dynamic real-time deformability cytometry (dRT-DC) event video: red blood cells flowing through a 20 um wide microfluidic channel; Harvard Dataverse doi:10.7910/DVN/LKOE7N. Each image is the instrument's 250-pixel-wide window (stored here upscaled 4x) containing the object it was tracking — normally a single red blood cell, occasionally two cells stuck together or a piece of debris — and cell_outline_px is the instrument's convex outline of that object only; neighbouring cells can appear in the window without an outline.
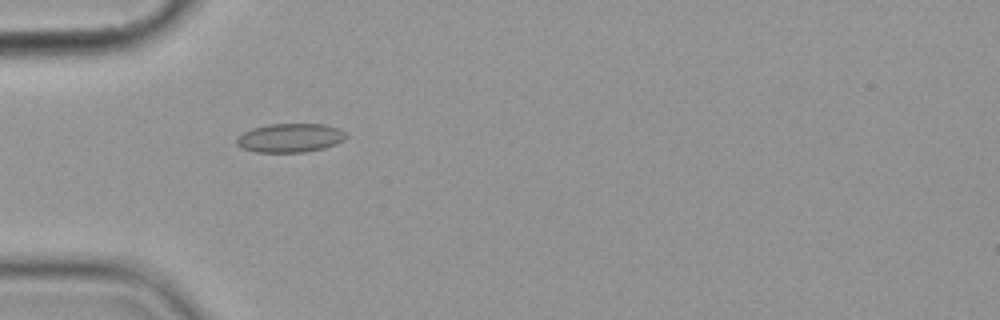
{"species": "common noctule bat (a hibernating species)", "species_latin": "Nyctalus noctula", "temperature_condition": "cold", "stored_images_in_passage": 4, "camera_frame_rate_fps": 3000, "um_per_image_px": 0.085, "animal": {"sex": "female", "body_mass_g": 19.9}, "frame": {"image": 1, "passage_image": 3, "time_ms": 2.333, "image_size_px": [1000, 320], "cell_outline_px": [[348, 136], [344, 140], [336, 144], [324, 148], [304, 152], [256, 152], [240, 148], [236, 144], [236, 136], [252, 128], [268, 124], [324, 124], [340, 128]], "centroid_in_image_um": [24.65, 11.72], "position_along_channel_um": 60.4, "area_um2": 18.61}}
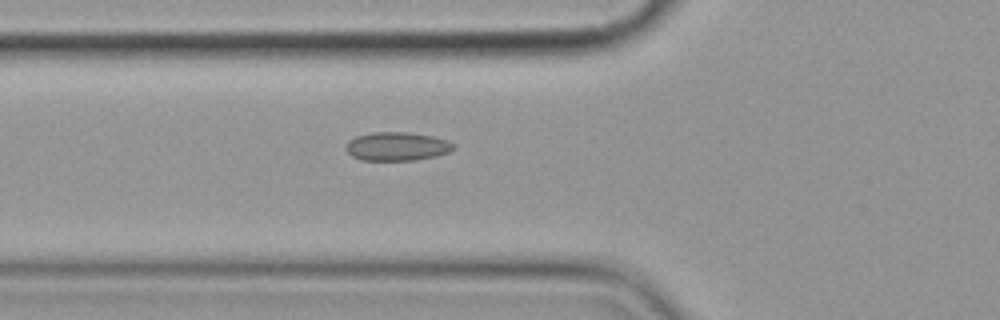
{"frame": {"image": 2, "passage_image": 4, "time_ms": 3.333, "image_size_px": [1000, 320], "cell_outline_px": [[456, 148], [448, 152], [436, 156], [416, 160], [360, 160], [352, 156], [344, 148], [348, 140], [356, 136], [372, 132], [408, 132], [432, 136], [448, 140], [456, 144]], "centroid_in_image_um": [33.75, 12.44], "position_along_channel_um": 92.1, "area_um2": 18.15}}